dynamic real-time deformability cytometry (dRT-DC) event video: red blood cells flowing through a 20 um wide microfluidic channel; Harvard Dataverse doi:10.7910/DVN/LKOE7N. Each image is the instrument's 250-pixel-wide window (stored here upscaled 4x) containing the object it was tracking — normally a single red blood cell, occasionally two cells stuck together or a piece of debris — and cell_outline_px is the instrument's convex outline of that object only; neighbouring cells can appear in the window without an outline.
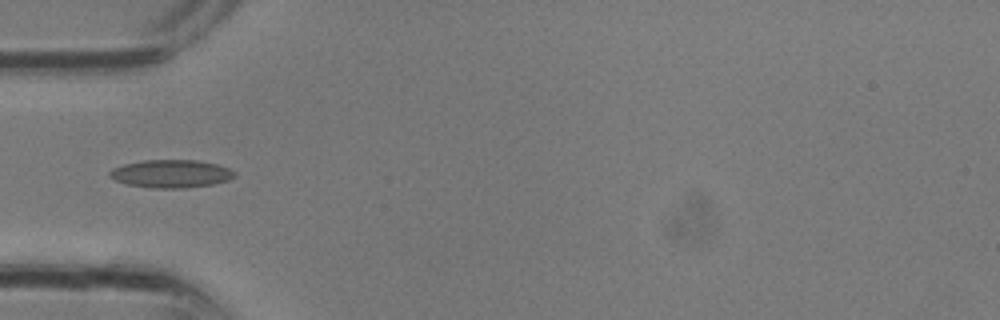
{"species": "common noctule bat (a hibernating species)", "species_latin": "Nyctalus noctula", "temperature_condition": "room temperature", "stored_images_in_passage": 6, "camera_frame_rate_fps": 3000, "um_per_image_px": 0.085, "animal": {"sex": "male", "body_mass_g": 13.3}, "frame": {"image": 1, "passage_image": 3, "time_ms": 0.667, "image_size_px": [1000, 320], "cell_outline_px": [[236, 176], [228, 180], [212, 184], [184, 188], [152, 188], [128, 184], [116, 180], [108, 176], [108, 172], [112, 168], [124, 164], [144, 160], [196, 160], [216, 164], [228, 168], [236, 172]], "centroid_in_image_um": [14.53, 14.76], "position_along_channel_um": 70.5, "area_um2": 20.29}}
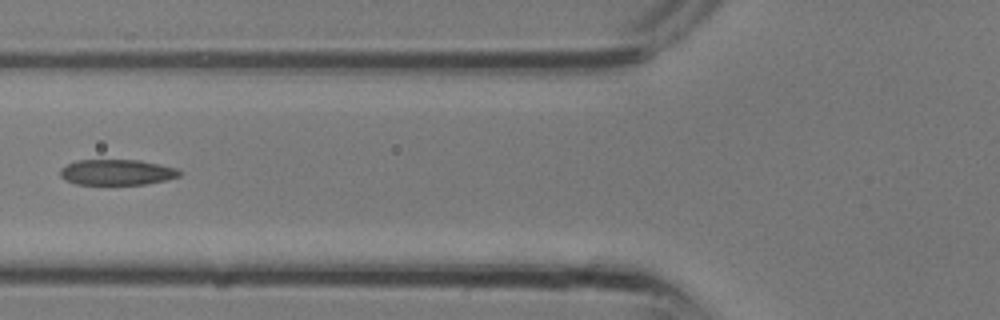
{"frame": {"image": 2, "passage_image": 5, "time_ms": 1.333, "image_size_px": [1000, 320], "cell_outline_px": [[180, 176], [168, 180], [144, 184], [76, 184], [64, 180], [60, 176], [60, 168], [76, 160], [140, 160], [160, 164], [176, 168], [180, 172]], "centroid_in_image_um": [9.92, 14.64], "position_along_channel_um": 115.9, "area_um2": 17.86}}